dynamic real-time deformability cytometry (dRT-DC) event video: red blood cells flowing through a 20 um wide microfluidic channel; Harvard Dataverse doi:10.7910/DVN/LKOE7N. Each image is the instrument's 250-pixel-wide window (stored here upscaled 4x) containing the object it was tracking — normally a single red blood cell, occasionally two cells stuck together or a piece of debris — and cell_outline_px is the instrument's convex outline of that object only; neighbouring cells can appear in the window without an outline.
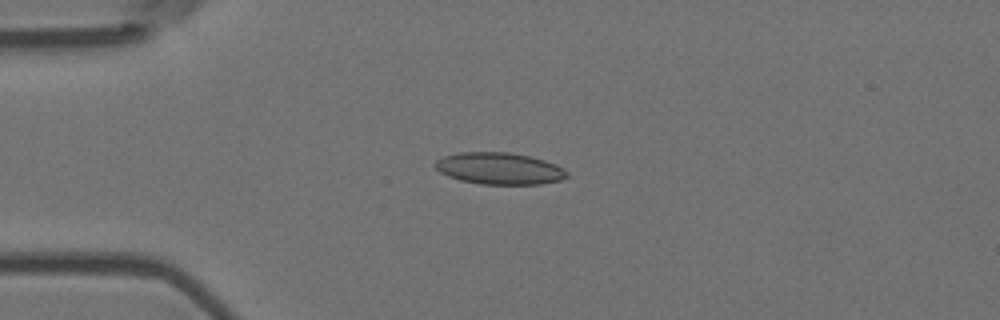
{"species": "Egyptian fruit bat (a non-hibernating species)", "species_latin": "Rousettus aegyptiacus", "temperature_condition": "room temperature", "stored_images_in_passage": 5, "camera_frame_rate_fps": 3000, "um_per_image_px": 0.085, "animal": {"sex": "female"}, "frame": {"image": 1, "passage_image": 4, "time_ms": 1.0, "image_size_px": [1000, 320], "cell_outline_px": [[568, 176], [560, 180], [540, 184], [480, 184], [460, 180], [448, 176], [440, 172], [432, 164], [436, 160], [444, 156], [456, 152], [508, 152], [532, 156], [556, 164], [564, 168], [568, 172]], "centroid_in_image_um": [42.44, 14.31], "position_along_channel_um": 42.6, "area_um2": 24.62}}